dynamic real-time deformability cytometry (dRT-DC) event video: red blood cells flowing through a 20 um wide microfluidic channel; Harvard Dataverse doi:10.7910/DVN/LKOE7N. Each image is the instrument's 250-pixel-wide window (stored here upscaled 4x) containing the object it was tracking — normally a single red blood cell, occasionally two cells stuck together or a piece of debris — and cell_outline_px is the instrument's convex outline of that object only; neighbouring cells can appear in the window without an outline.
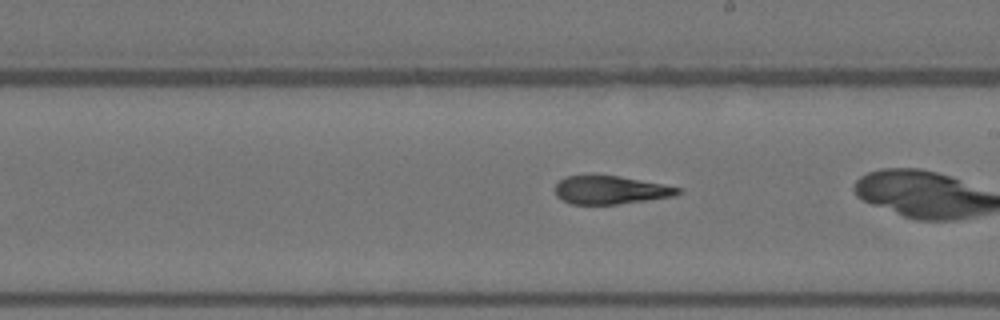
{"species": "Egyptian fruit bat (a non-hibernating species)", "species_latin": "Rousettus aegyptiacus", "temperature_condition": "warm", "stored_images_in_passage": 40, "camera_frame_rate_fps": 3000, "um_per_image_px": 0.085, "animal": {"sex": "female"}, "frame": {"image": 1, "passage_image": 29, "time_ms": 9.333, "image_size_px": [1000, 320], "cell_outline_px": [[684, 192], [676, 196], [616, 204], [572, 204], [556, 196], [552, 188], [564, 176], [620, 176], [664, 184], [684, 188]], "centroid_in_image_um": [51.93, 16.15], "position_along_channel_um": 237.1, "area_um2": 20.35}}